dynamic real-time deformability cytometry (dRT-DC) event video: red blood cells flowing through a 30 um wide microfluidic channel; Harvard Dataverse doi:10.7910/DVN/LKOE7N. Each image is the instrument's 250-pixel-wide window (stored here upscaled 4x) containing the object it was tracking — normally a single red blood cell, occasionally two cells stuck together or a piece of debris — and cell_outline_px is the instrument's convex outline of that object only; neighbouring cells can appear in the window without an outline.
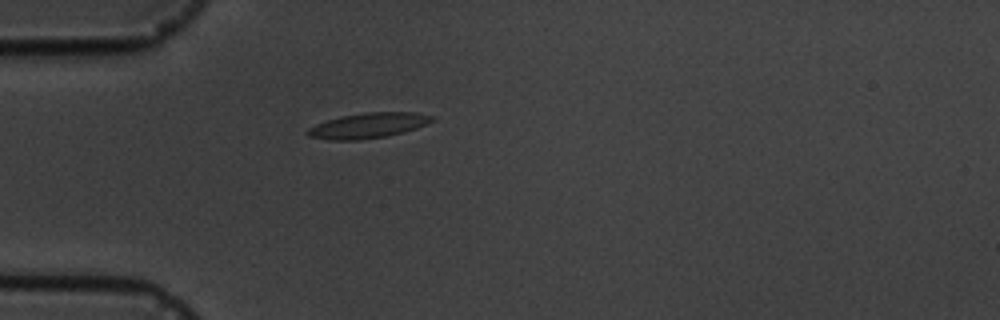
{"species": "common noctule bat (a hibernating species)", "species_latin": "Nyctalus noctula", "temperature_condition": "cold", "stored_images_in_passage": 1, "camera_frame_rate_fps": 3000, "um_per_image_px": 0.085, "animal": {"sex": "male", "body_mass_g": 19.5, "forearm_length_mm": 54.6}, "frame": {"image": 1, "passage_image": 1, "time_ms": 0.0, "image_size_px": [1000, 320], "cell_outline_px": [[436, 116], [432, 120], [416, 128], [404, 132], [384, 136], [360, 140], [328, 140], [308, 136], [304, 132], [308, 128], [316, 124], [340, 116], [364, 112], [416, 112]], "centroid_in_image_um": [31.26, 10.66], "position_along_channel_um": 53.7, "area_um2": 18.32}}